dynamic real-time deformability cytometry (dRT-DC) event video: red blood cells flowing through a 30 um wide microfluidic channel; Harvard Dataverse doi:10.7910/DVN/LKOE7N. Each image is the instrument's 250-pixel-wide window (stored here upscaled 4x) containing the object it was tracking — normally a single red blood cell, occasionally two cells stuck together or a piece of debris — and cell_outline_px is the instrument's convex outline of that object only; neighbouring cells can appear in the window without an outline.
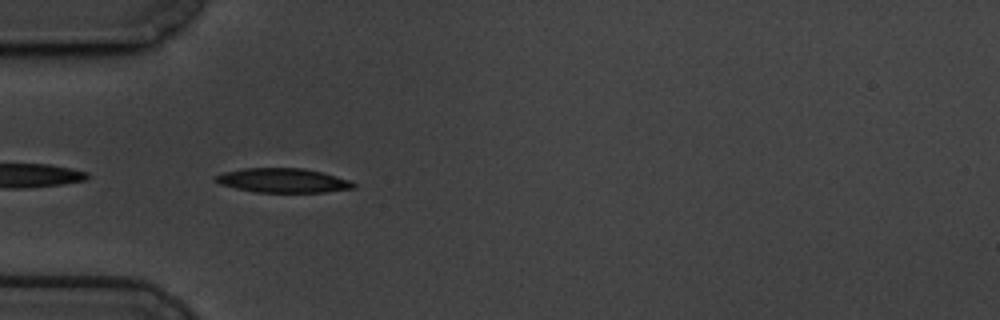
{"species": "common noctule bat (a hibernating species)", "species_latin": "Nyctalus noctula", "temperature_condition": "cold", "stored_images_in_passage": 41, "camera_frame_rate_fps": 3000, "um_per_image_px": 0.085, "animal": {"sex": "male", "body_mass_g": 19.5, "forearm_length_mm": 54.6}, "frame": {"image": 1, "passage_image": 2, "time_ms": 0.333, "image_size_px": [1000, 320], "cell_outline_px": [[356, 188], [324, 192], [256, 192], [236, 188], [220, 184], [212, 180], [216, 176], [224, 172], [244, 168], [304, 168], [324, 172], [352, 180], [356, 184]], "centroid_in_image_um": [24.1, 15.33], "position_along_channel_um": 60.9, "area_um2": 19.71}}
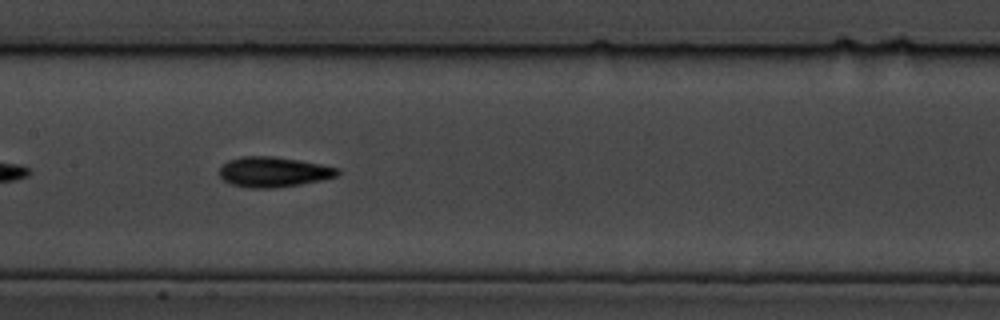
{"frame": {"image": 2, "passage_image": 13, "time_ms": 4.0, "image_size_px": [1000, 320], "cell_outline_px": [[340, 172], [336, 176], [320, 180], [300, 184], [276, 188], [248, 188], [232, 184], [224, 180], [220, 176], [220, 168], [228, 160], [240, 156], [272, 156], [300, 160], [340, 168]], "centroid_in_image_um": [23.24, 14.61], "position_along_channel_um": 184.2, "area_um2": 20.75}}
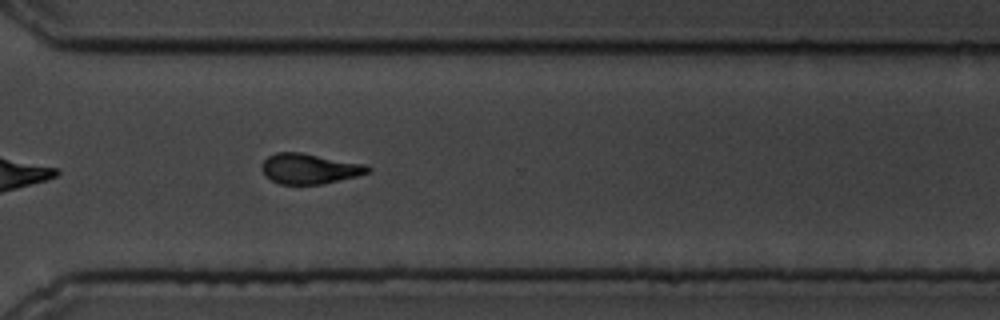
{"frame": {"image": 3, "passage_image": 27, "time_ms": 8.667, "image_size_px": [1000, 320], "cell_outline_px": [[372, 172], [356, 176], [320, 184], [280, 184], [264, 176], [260, 168], [260, 164], [268, 156], [276, 152], [300, 152], [364, 164], [372, 168]], "centroid_in_image_um": [26.26, 14.33], "position_along_channel_um": 344.3, "area_um2": 18.73}, "authors_computed_cell_mechanics": {"area_um2": 19.4208, "velocity_mm_per_s": 3.4407, "shape_relaxation_time_tau1_ms": 2.8365, "shape_relaxation_time_tau2_ms": 3.4086, "deformation_change_tau1": 0.1349, "deformation_change_tau2": 0.0967}}